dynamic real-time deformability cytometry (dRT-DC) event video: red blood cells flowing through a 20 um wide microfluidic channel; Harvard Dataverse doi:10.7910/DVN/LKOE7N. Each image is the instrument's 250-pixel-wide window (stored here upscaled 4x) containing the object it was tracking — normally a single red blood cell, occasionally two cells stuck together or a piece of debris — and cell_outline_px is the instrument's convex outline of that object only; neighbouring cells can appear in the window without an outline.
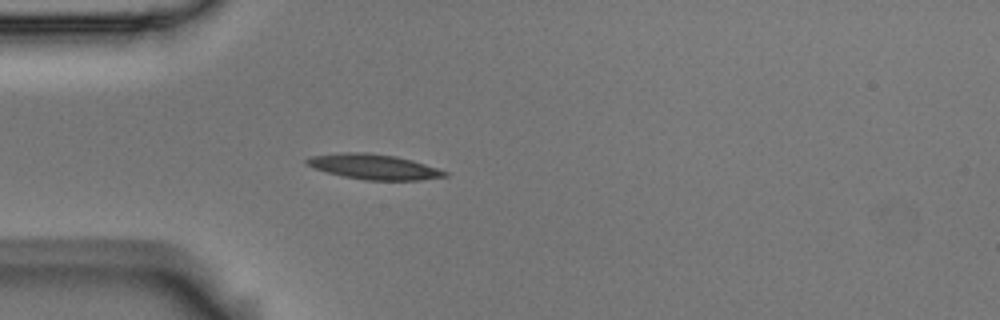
{"species": "Egyptian fruit bat (a non-hibernating species)", "species_latin": "Rousettus aegyptiacus", "temperature_condition": "room temperature", "stored_images_in_passage": 3, "camera_frame_rate_fps": 3000, "um_per_image_px": 0.085, "animal": {"sex": "male"}, "frame": {"image": 1, "passage_image": 3, "time_ms": 0.667, "image_size_px": [1000, 320], "cell_outline_px": [[448, 176], [420, 180], [364, 180], [344, 176], [328, 172], [304, 164], [304, 160], [312, 156], [344, 152], [368, 152], [396, 156], [412, 160], [448, 172]], "centroid_in_image_um": [31.77, 14.17], "position_along_channel_um": 53.2, "area_um2": 20.11}}